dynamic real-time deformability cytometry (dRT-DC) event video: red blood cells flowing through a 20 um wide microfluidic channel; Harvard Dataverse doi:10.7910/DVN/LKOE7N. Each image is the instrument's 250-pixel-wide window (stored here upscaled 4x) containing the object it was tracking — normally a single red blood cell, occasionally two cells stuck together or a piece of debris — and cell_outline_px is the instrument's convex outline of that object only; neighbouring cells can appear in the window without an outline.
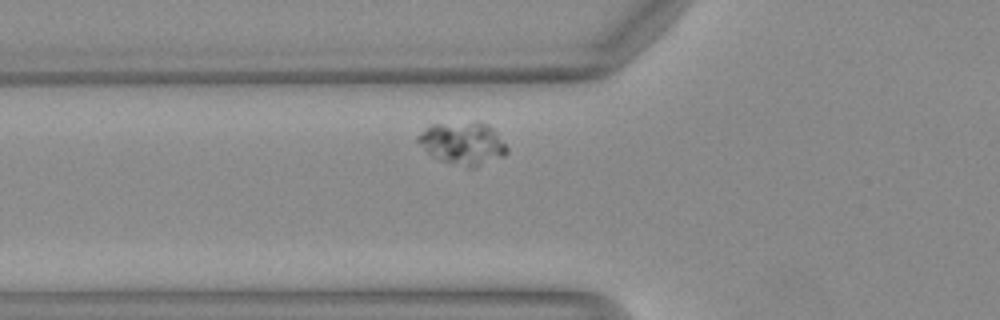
{"species": "Egyptian fruit bat (a non-hibernating species)", "species_latin": "Rousettus aegyptiacus", "temperature_condition": "warm", "stored_images_in_passage": 39, "camera_frame_rate_fps": 3000, "um_per_image_px": 0.085, "animal": {"sex": "female"}, "frame": {"image": 1, "passage_image": 7, "time_ms": 2.0, "image_size_px": [1000, 320], "cell_outline_px": [[508, 152], [504, 156], [476, 168], [468, 168], [452, 164], [432, 156], [416, 140], [432, 124], [476, 120], [480, 120], [488, 124], [496, 132], [508, 148]], "centroid_in_image_um": [39.41, 12.17], "position_along_channel_um": 86.4, "area_um2": 22.25}}
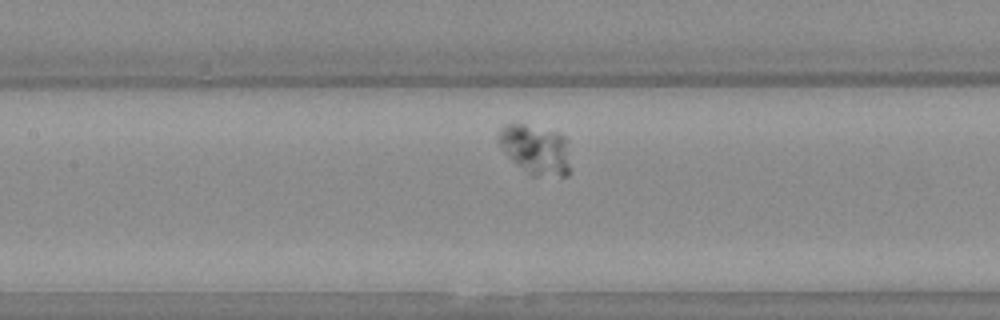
{"frame": {"image": 2, "passage_image": 13, "time_ms": 4.0, "image_size_px": [1000, 320], "cell_outline_px": [[568, 176], [532, 176], [516, 164], [504, 152], [496, 140], [496, 136], [500, 128], [504, 124], [512, 120], [560, 132], [568, 140]], "centroid_in_image_um": [45.47, 12.64], "position_along_channel_um": 161.9, "area_um2": 21.5}}
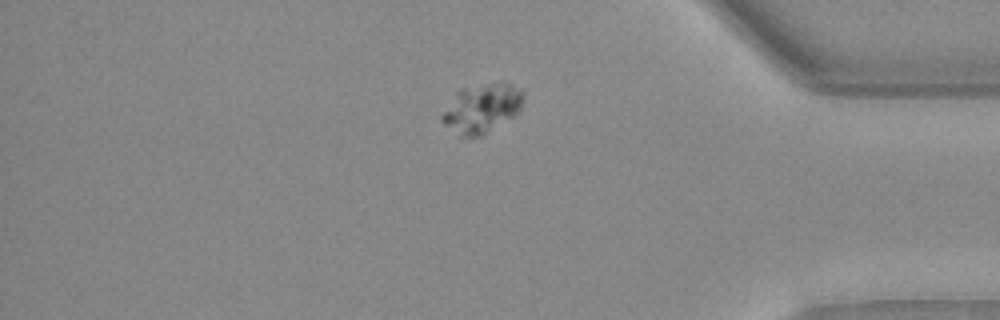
{"frame": {"image": 3, "passage_image": 33, "time_ms": 10.667, "image_size_px": [1000, 320], "cell_outline_px": [[524, 100], [520, 108], [512, 116], [484, 136], [460, 136], [444, 124], [440, 120], [440, 116], [456, 92], [464, 88], [500, 80], [512, 84], [524, 92]], "centroid_in_image_um": [40.97, 9.18], "position_along_channel_um": 394.2, "area_um2": 23.29}}